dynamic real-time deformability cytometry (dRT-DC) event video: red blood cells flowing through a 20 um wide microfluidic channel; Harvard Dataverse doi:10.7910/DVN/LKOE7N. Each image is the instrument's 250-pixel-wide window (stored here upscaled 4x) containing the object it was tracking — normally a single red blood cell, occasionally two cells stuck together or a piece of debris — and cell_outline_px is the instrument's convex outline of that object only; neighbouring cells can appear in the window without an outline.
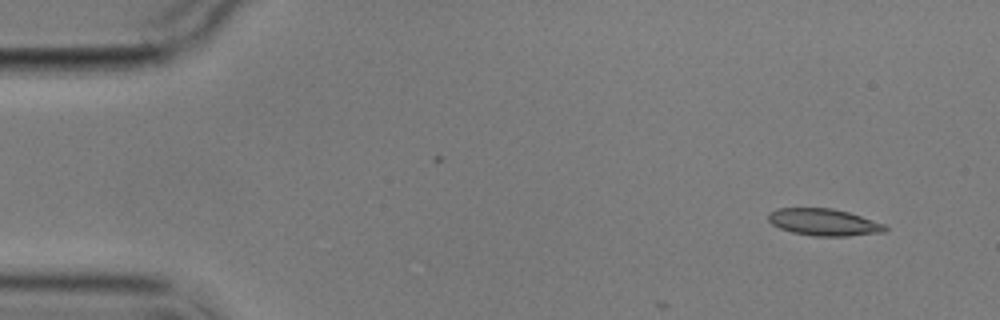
{"species": "common noctule bat (a hibernating species)", "species_latin": "Nyctalus noctula", "temperature_condition": "cold", "stored_images_in_passage": 3, "camera_frame_rate_fps": 3000, "um_per_image_px": 0.085, "animal": {"sex": "male", "body_mass_g": 17.9}, "frame": {"image": 1, "passage_image": 1, "time_ms": 0.0, "image_size_px": [1000, 320], "cell_outline_px": [[888, 228], [884, 232], [848, 236], [812, 236], [792, 232], [780, 228], [772, 224], [768, 220], [768, 212], [776, 208], [832, 208], [848, 212], [884, 224]], "centroid_in_image_um": [69.99, 18.88], "position_along_channel_um": 15.0, "area_um2": 18.32}}
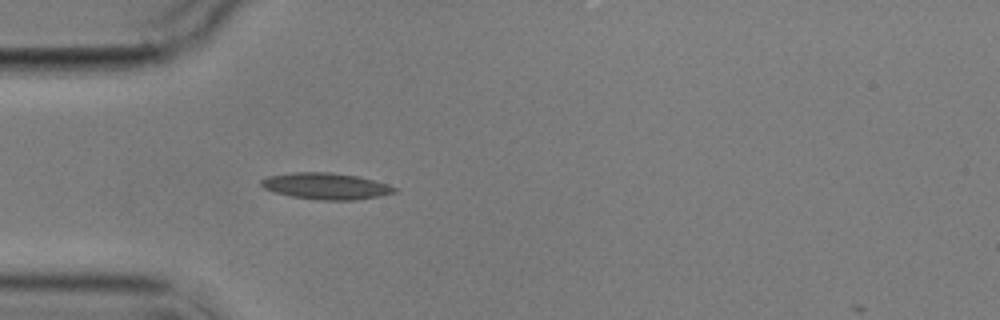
{"frame": {"image": 2, "passage_image": 3, "time_ms": 4.0, "image_size_px": [1000, 320], "cell_outline_px": [[396, 192], [380, 196], [356, 200], [316, 200], [292, 196], [276, 192], [264, 188], [260, 184], [260, 180], [268, 176], [292, 172], [328, 172], [356, 176], [388, 184], [396, 188]], "centroid_in_image_um": [27.69, 15.82], "position_along_channel_um": 57.3, "area_um2": 20.4}}